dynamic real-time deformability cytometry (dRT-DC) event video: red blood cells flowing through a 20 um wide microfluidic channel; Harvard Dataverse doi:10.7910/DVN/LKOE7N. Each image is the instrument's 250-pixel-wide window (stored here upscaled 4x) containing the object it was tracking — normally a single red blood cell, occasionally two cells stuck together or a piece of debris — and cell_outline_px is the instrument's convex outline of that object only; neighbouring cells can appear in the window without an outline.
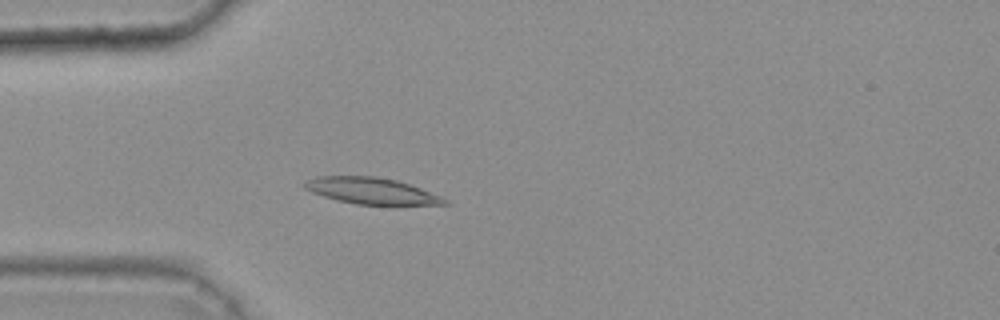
{"species": "common noctule bat (a hibernating species)", "species_latin": "Nyctalus noctula", "temperature_condition": "warm", "stored_images_in_passage": 44, "camera_frame_rate_fps": 3000, "um_per_image_px": 0.085, "animal": {"sex": "female", "body_mass_g": 25.1}, "frame": {"image": 1, "passage_image": 14, "time_ms": 4.333, "image_size_px": [1000, 320], "cell_outline_px": [[452, 204], [396, 208], [356, 204], [336, 200], [312, 192], [304, 188], [304, 180], [316, 176], [376, 176], [396, 180], [420, 188], [440, 196], [448, 200]], "centroid_in_image_um": [31.68, 16.28], "position_along_channel_um": 53.3, "area_um2": 22.66}}
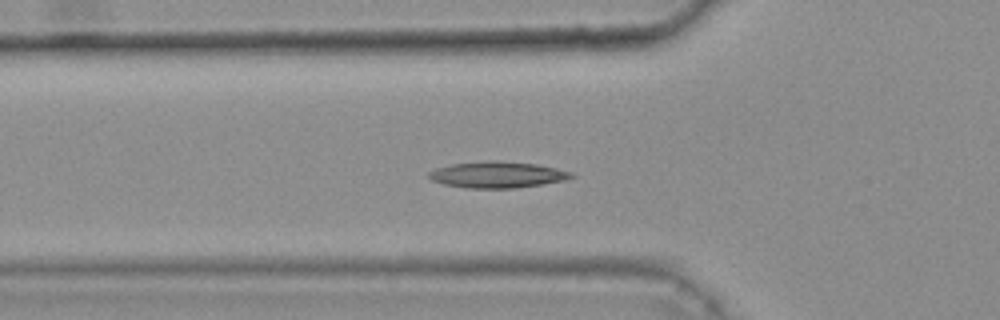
{"frame": {"image": 2, "passage_image": 17, "time_ms": 5.333, "image_size_px": [1000, 320], "cell_outline_px": [[576, 176], [564, 180], [540, 184], [512, 188], [464, 188], [444, 184], [432, 180], [428, 176], [428, 172], [436, 168], [452, 164], [488, 160], [496, 160], [536, 164], [556, 168], [572, 172]], "centroid_in_image_um": [42.25, 14.84], "position_along_channel_um": 83.5, "area_um2": 21.73}}
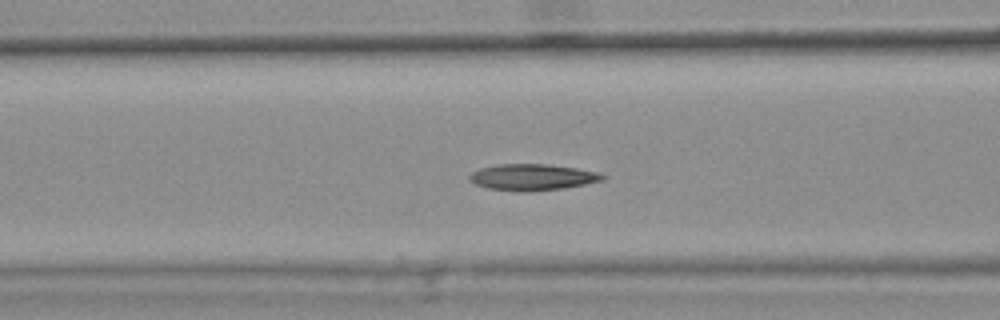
{"frame": {"image": 3, "passage_image": 20, "time_ms": 6.333, "image_size_px": [1000, 320], "cell_outline_px": [[604, 180], [564, 188], [528, 192], [524, 192], [488, 188], [476, 184], [468, 180], [468, 176], [472, 172], [480, 168], [496, 164], [548, 164], [576, 168], [596, 172], [604, 176]], "centroid_in_image_um": [45.21, 15.06], "position_along_channel_um": 121.4, "area_um2": 20.35}, "authors_computed_cell_mechanics": {"area_um2": 20.23, "velocity_mm_per_s": 3.7449, "shape_relaxation_time_tau1_ms": 6.8504, "shape_relaxation_time_tau2_ms": 4.388, "deformation_change_tau1": 0.1914, "deformation_change_tau2": 0.1128}}